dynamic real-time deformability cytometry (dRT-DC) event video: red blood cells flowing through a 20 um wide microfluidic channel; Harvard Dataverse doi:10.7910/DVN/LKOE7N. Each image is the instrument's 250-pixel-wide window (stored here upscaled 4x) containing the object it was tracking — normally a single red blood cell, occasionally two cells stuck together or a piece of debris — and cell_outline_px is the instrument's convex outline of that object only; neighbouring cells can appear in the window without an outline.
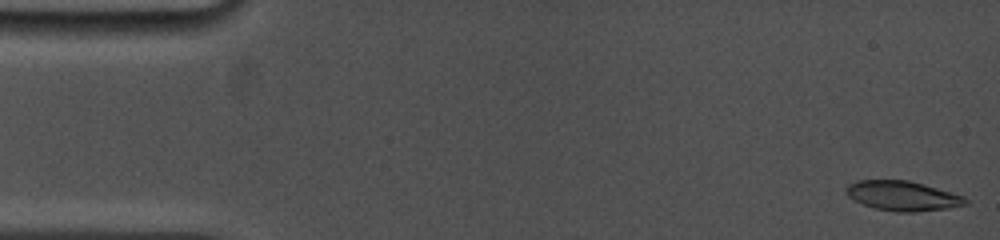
{"species": "common noctule bat (a hibernating species)", "species_latin": "Nyctalus noctula", "temperature_condition": "cold", "stored_images_in_passage": 103, "camera_frame_rate_fps": 5000, "um_per_image_px": 0.085, "animal": {"sex": "female", "body_mass_g": 19.0, "forearm_length_mm": 53.3}, "frame": {"image": 1, "passage_image": 3, "time_ms": 0.2, "image_size_px": [1000, 240], "cell_outline_px": [[968, 204], [948, 208], [916, 212], [896, 212], [876, 208], [864, 204], [848, 196], [844, 192], [844, 188], [848, 184], [856, 180], [908, 180], [924, 184], [964, 196], [968, 200]], "centroid_in_image_um": [76.72, 16.64], "position_along_channel_um": 8.3, "area_um2": 20.69}}
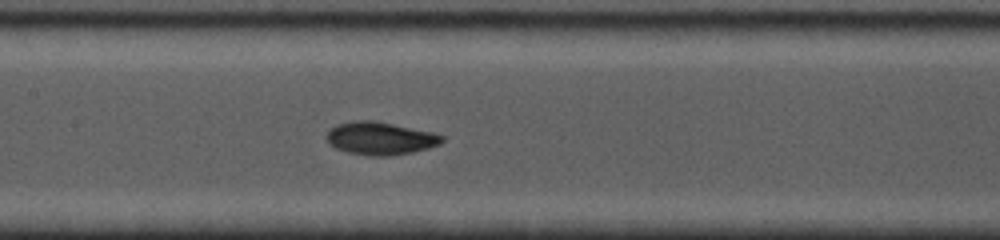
{"frame": {"image": 2, "passage_image": 61, "time_ms": 7.8, "image_size_px": [1000, 240], "cell_outline_px": [[444, 140], [440, 144], [428, 148], [412, 152], [392, 156], [368, 156], [348, 152], [336, 148], [328, 144], [324, 136], [336, 124], [352, 120], [372, 120], [432, 132], [444, 136]], "centroid_in_image_um": [32.29, 11.76], "position_along_channel_um": 175.1, "area_um2": 22.2}}
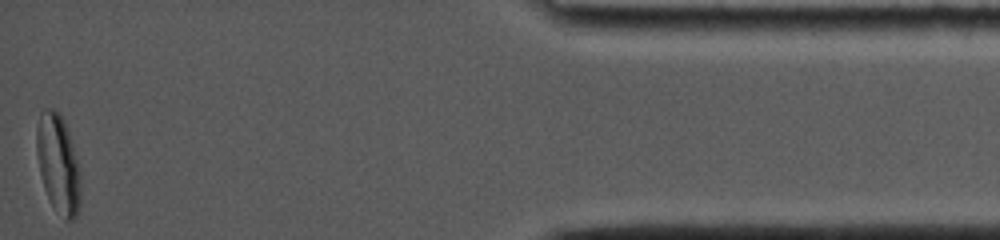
{"frame": {"image": 3, "passage_image": 103, "time_ms": 16.0, "image_size_px": [1000, 240], "cell_outline_px": [[80, 204], [76, 216], [72, 220], [64, 220], [52, 204], [44, 188], [40, 172], [36, 152], [36, 128], [40, 112], [44, 108], [52, 108], [60, 112], [64, 120], [72, 144], [80, 172]], "centroid_in_image_um": [4.93, 13.89], "position_along_channel_um": 430.3, "area_um2": 25.32}, "authors_computed_cell_mechanics": {"area_um2": 21.5016, "velocity_mm_per_s": 3.8568, "shape_relaxation_time_tau1_ms": 3.531, "shape_relaxation_time_tau2_ms": 1.6901, "deformation_change_tau1": 0.1303, "deformation_change_tau2": 0.054}}